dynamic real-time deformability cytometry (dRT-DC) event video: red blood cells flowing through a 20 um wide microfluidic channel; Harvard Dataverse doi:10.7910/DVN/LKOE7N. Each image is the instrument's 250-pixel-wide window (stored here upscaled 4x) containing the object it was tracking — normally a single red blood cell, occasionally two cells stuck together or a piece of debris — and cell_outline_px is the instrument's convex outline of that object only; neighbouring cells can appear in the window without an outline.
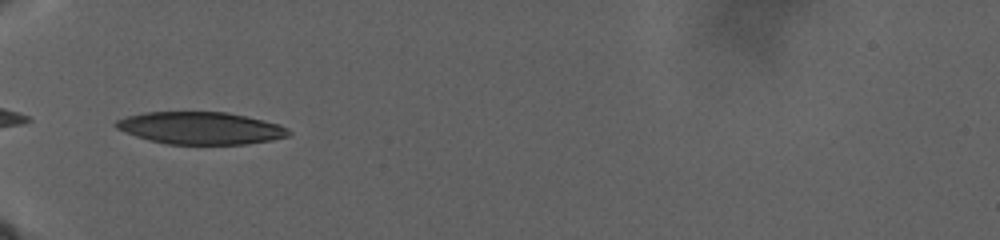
{"species": "human", "species_latin": "Homo sapiens", "temperature_condition": "warm", "stored_images_in_passage": 31, "camera_frame_rate_fps": 3000, "um_per_image_px": 0.085, "donor": {"sex": "male"}, "frame": {"image": 1, "passage_image": 1, "time_ms": 0.0, "image_size_px": [1000, 240], "cell_outline_px": [[292, 132], [288, 136], [272, 140], [244, 144], [168, 144], [148, 140], [124, 132], [116, 128], [112, 124], [116, 120], [128, 116], [144, 112], [228, 112], [264, 120], [280, 124], [288, 128]], "centroid_in_image_um": [17.05, 10.88], "position_along_channel_um": 68.0, "area_um2": 32.66}}
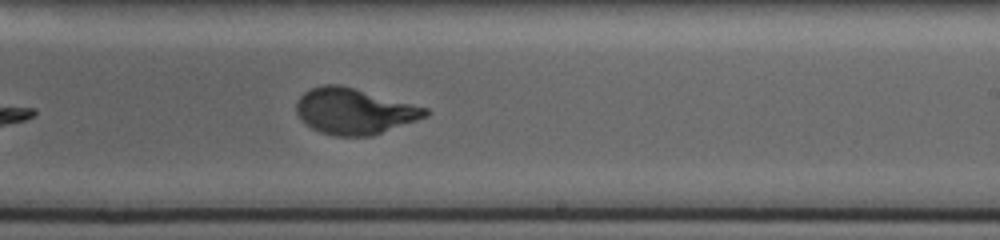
{"frame": {"image": 2, "passage_image": 13, "time_ms": 10.667, "image_size_px": [1000, 240], "cell_outline_px": [[432, 112], [428, 116], [372, 136], [336, 136], [320, 132], [312, 128], [296, 112], [296, 104], [300, 96], [304, 92], [320, 84], [340, 84], [428, 108]], "centroid_in_image_um": [30.13, 9.45], "position_along_channel_um": 258.9, "area_um2": 34.39}}
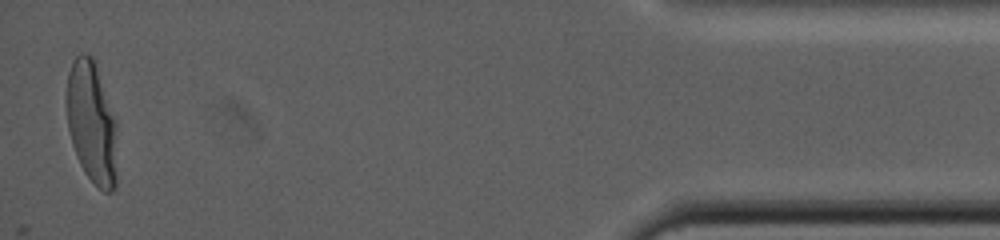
{"frame": {"image": 3, "passage_image": 31, "time_ms": 23.0, "image_size_px": [1000, 240], "cell_outline_px": [[116, 188], [112, 192], [104, 192], [84, 172], [76, 156], [72, 144], [68, 128], [64, 100], [68, 72], [76, 56], [80, 52], [84, 52], [92, 56], [116, 120]], "centroid_in_image_um": [7.76, 10.42], "position_along_channel_um": 427.4, "area_um2": 36.3}}